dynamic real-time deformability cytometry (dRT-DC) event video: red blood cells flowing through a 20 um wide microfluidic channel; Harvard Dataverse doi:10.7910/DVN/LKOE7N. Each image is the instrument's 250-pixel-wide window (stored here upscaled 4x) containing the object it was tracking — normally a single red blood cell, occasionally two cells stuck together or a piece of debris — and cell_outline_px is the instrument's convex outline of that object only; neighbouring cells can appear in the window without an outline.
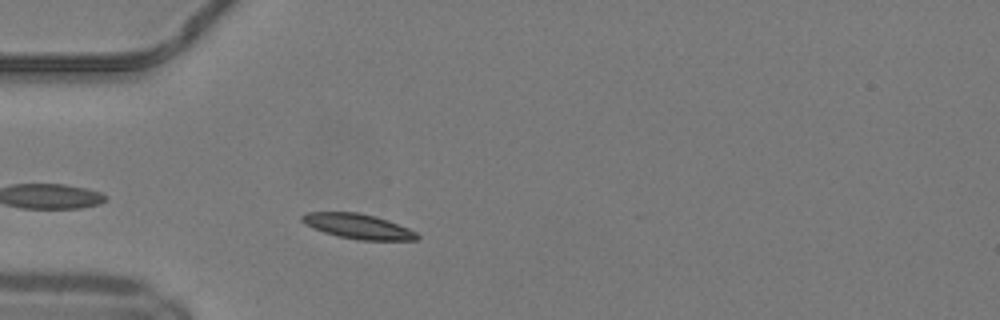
{"species": "common noctule bat (a hibernating species)", "species_latin": "Nyctalus noctula", "temperature_condition": "warm", "stored_images_in_passage": 28, "camera_frame_rate_fps": 3000, "um_per_image_px": 0.085, "animal": {"sex": "male", "body_mass_g": 19.2, "forearm_length_mm": 51.8}, "frame": {"image": 1, "passage_image": 3, "time_ms": 0.667, "image_size_px": [1000, 320], "cell_outline_px": [[420, 236], [416, 240], [356, 240], [336, 236], [312, 228], [304, 224], [300, 220], [300, 216], [308, 212], [360, 212], [376, 216], [388, 220], [408, 228], [416, 232]], "centroid_in_image_um": [30.4, 19.23], "position_along_channel_um": 54.6, "area_um2": 16.94}}
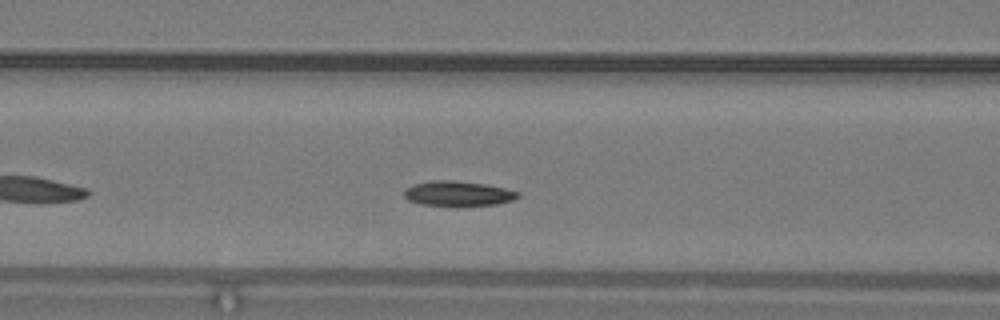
{"frame": {"image": 2, "passage_image": 9, "time_ms": 2.667, "image_size_px": [1000, 320], "cell_outline_px": [[520, 196], [512, 200], [496, 204], [424, 204], [408, 200], [404, 196], [404, 188], [412, 184], [432, 180], [452, 180], [484, 184], [504, 188], [520, 192]], "centroid_in_image_um": [38.9, 16.41], "position_along_channel_um": 127.7, "area_um2": 16.01}}
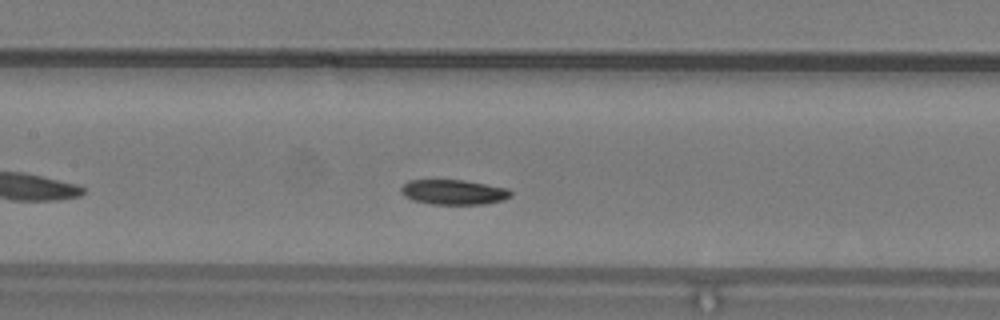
{"frame": {"image": 3, "passage_image": 12, "time_ms": 3.667, "image_size_px": [1000, 320], "cell_outline_px": [[512, 196], [504, 200], [484, 204], [432, 204], [412, 200], [404, 196], [400, 192], [400, 188], [408, 180], [464, 180], [508, 188], [512, 192]], "centroid_in_image_um": [38.56, 16.33], "position_along_channel_um": 168.8, "area_um2": 16.07}, "authors_computed_cell_mechanics": {"area_um2": 16.473, "velocity_mm_per_s": 4.0992, "shape_relaxation_time_tau1_ms": 2.5098, "shape_relaxation_time_tau2_ms": 6.8723, "deformation_change_tau1": 0.0716, "deformation_change_tau2": 0.0932}}